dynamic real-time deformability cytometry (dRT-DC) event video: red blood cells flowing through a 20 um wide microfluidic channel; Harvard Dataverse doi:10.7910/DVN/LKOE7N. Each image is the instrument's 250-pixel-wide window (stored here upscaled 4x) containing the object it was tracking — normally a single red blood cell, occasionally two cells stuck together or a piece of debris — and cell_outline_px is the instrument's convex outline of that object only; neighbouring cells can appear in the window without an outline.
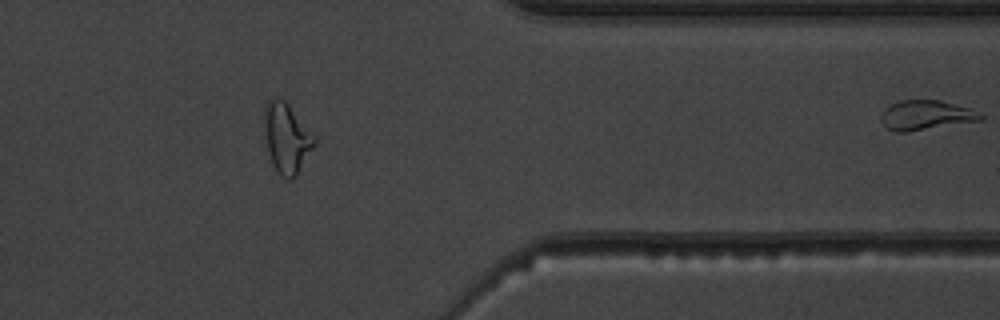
{"species": "common noctule bat (a hibernating species)", "species_latin": "Nyctalus noctula", "temperature_condition": "warm", "stored_images_in_passage": 41, "segment_of_instrument_passage": [2, 2], "camera_frame_rate_fps": 3000, "um_per_image_px": 0.085, "animal": {"sex": "male", "body_mass_g": 19.5, "forearm_length_mm": 54.6}, "frame": {"image": 1, "passage_image": 41, "time_ms": 13.333, "image_size_px": [1000, 320], "cell_outline_px": [[984, 116], [980, 120], [908, 132], [896, 132], [888, 128], [880, 120], [880, 116], [884, 108], [900, 100], [940, 100], [972, 108], [980, 112]], "centroid_in_image_um": [78.71, 9.78], "position_along_channel_um": 332.7, "area_um2": 17.22}}